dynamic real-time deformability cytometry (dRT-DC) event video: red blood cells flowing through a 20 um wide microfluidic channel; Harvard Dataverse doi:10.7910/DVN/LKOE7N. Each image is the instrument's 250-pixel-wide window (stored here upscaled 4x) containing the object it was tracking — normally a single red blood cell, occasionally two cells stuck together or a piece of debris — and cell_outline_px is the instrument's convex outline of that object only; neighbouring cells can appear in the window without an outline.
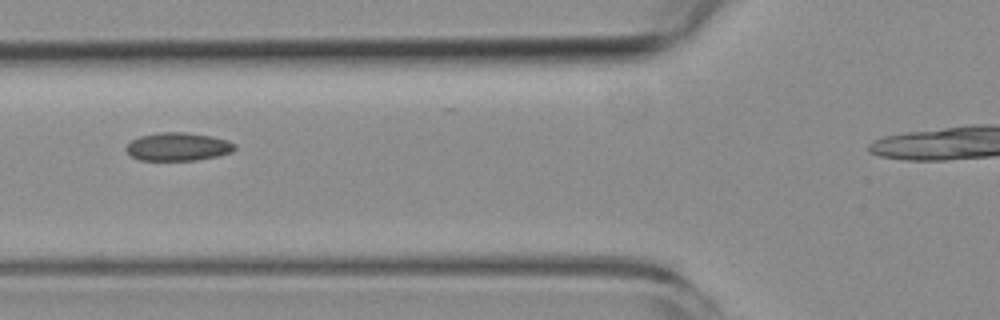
{"species": "common noctule bat (a hibernating species)", "species_latin": "Nyctalus noctula", "temperature_condition": "room temperature", "stored_images_in_passage": 12, "camera_frame_rate_fps": 3000, "um_per_image_px": 0.085, "animal": {"sex": "female", "body_mass_g": 19.3, "forearm_length_mm": 54.1}, "frame": {"image": 1, "passage_image": 4, "time_ms": 3.333, "image_size_px": [1000, 320], "cell_outline_px": [[236, 148], [232, 152], [216, 156], [196, 160], [140, 160], [132, 156], [124, 148], [132, 140], [140, 136], [160, 132], [184, 132], [212, 136], [228, 140], [236, 144]], "centroid_in_image_um": [15.15, 12.46], "position_along_channel_um": 110.7, "area_um2": 17.8}}
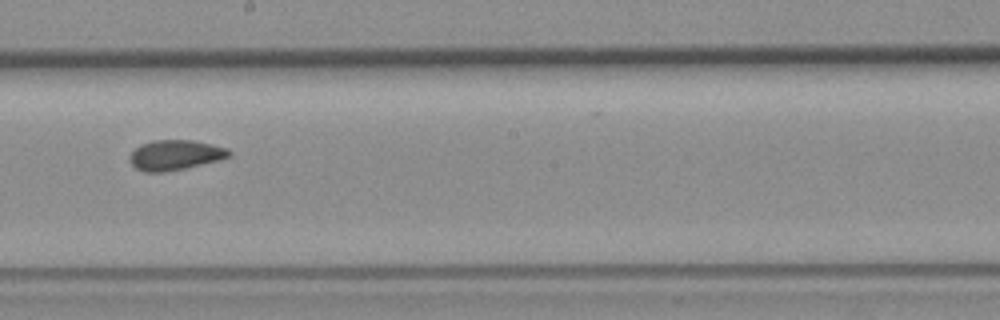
{"frame": {"image": 2, "passage_image": 7, "time_ms": 6.667, "image_size_px": [1000, 320], "cell_outline_px": [[232, 156], [220, 160], [184, 168], [164, 172], [144, 172], [136, 168], [132, 164], [128, 156], [140, 144], [152, 140], [192, 140], [212, 144], [228, 148], [232, 152]], "centroid_in_image_um": [14.91, 13.17], "position_along_channel_um": 233.3, "area_um2": 17.51}}
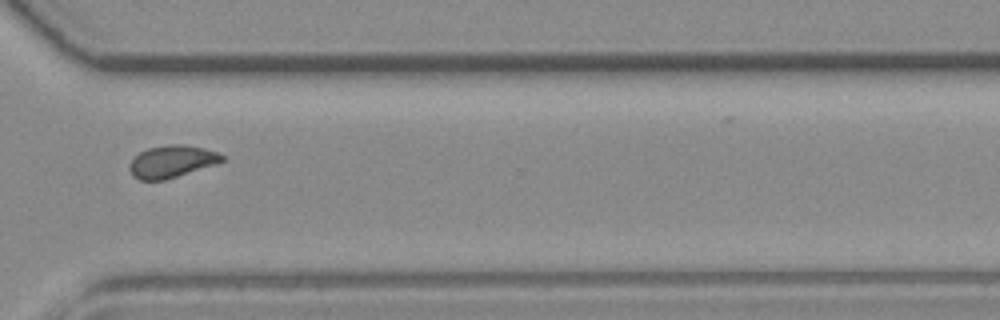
{"frame": {"image": 3, "passage_image": 10, "time_ms": 10.0, "image_size_px": [1000, 320], "cell_outline_px": [[224, 160], [164, 180], [140, 180], [132, 176], [128, 168], [132, 160], [140, 152], [148, 148], [168, 144], [184, 144], [204, 148], [220, 152], [224, 156]], "centroid_in_image_um": [14.57, 13.71], "position_along_channel_um": 356.0, "area_um2": 17.11}}